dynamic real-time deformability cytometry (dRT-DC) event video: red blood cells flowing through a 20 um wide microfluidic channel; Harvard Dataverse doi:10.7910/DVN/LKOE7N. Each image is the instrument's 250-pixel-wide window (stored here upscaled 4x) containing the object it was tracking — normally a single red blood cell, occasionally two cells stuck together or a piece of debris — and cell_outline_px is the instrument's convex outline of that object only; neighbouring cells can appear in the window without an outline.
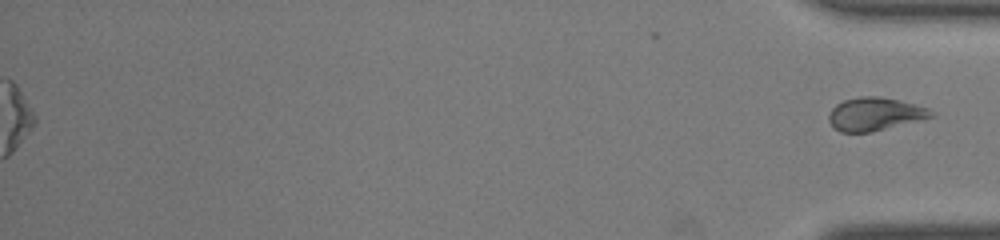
{"species": "common noctule bat (a hibernating species)", "species_latin": "Nyctalus noctula", "temperature_condition": "room temperature", "stored_images_in_passage": 51, "segment_of_instrument_passage": [2, 2], "camera_frame_rate_fps": 3000, "um_per_image_px": 0.085, "animal": {"sex": "male", "body_mass_g": 19.0, "forearm_length_mm": 50.8}, "frame": {"image": 1, "passage_image": 51, "time_ms": 16.667, "image_size_px": [1000, 240], "cell_outline_px": [[936, 116], [924, 120], [872, 132], [840, 132], [832, 128], [828, 120], [828, 112], [836, 104], [844, 100], [860, 96], [880, 96], [900, 100], [916, 104], [928, 108], [936, 112]], "centroid_in_image_um": [74.4, 9.7], "position_along_channel_um": 360.8, "area_um2": 20.35}}